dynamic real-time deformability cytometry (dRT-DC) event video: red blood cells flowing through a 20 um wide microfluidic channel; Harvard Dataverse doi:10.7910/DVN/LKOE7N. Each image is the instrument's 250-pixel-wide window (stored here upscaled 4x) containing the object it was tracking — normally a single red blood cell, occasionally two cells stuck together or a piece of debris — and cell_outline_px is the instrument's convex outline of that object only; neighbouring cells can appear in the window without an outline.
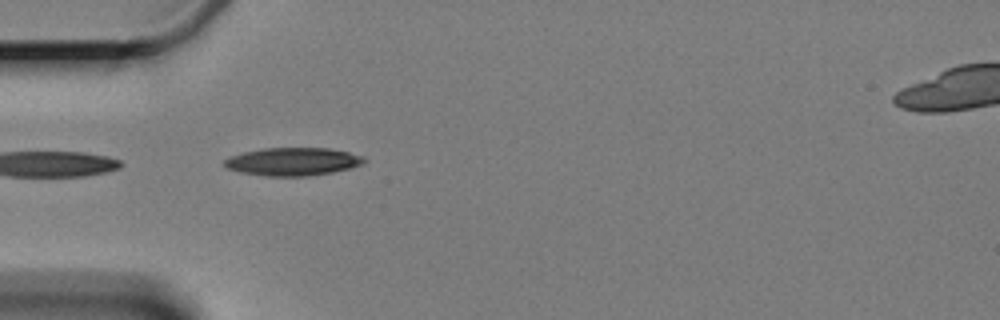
{"species": "Egyptian fruit bat (a non-hibernating species)", "species_latin": "Rousettus aegyptiacus", "temperature_condition": "cold", "stored_images_in_passage": 6, "camera_frame_rate_fps": 3000, "um_per_image_px": 0.085, "animal": {"sex": "female"}, "frame": {"image": 1, "passage_image": 4, "time_ms": 3.333, "image_size_px": [1000, 320], "cell_outline_px": [[368, 160], [364, 164], [332, 172], [304, 176], [268, 176], [240, 172], [228, 168], [224, 164], [224, 160], [232, 156], [244, 152], [264, 148], [328, 148], [348, 152], [364, 156]], "centroid_in_image_um": [24.93, 13.73], "position_along_channel_um": 60.1, "area_um2": 22.6}}
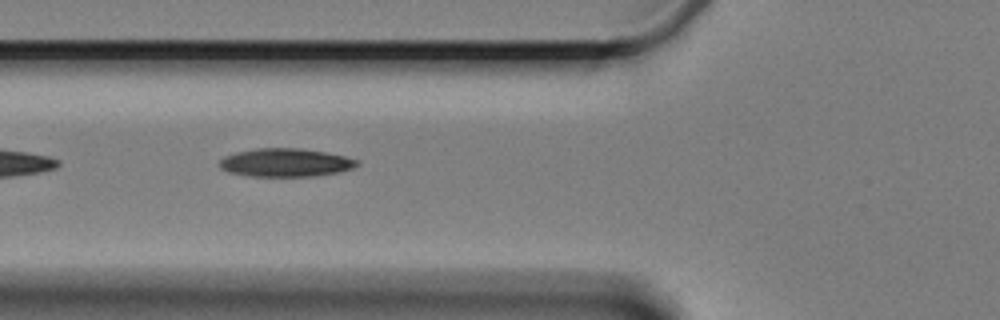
{"frame": {"image": 2, "passage_image": 5, "time_ms": 4.667, "image_size_px": [1000, 320], "cell_outline_px": [[360, 164], [352, 168], [340, 172], [312, 176], [252, 176], [228, 172], [220, 168], [220, 160], [224, 156], [236, 152], [256, 148], [300, 148], [324, 152], [344, 156], [360, 160]], "centroid_in_image_um": [24.28, 13.81], "position_along_channel_um": 101.5, "area_um2": 22.66}}